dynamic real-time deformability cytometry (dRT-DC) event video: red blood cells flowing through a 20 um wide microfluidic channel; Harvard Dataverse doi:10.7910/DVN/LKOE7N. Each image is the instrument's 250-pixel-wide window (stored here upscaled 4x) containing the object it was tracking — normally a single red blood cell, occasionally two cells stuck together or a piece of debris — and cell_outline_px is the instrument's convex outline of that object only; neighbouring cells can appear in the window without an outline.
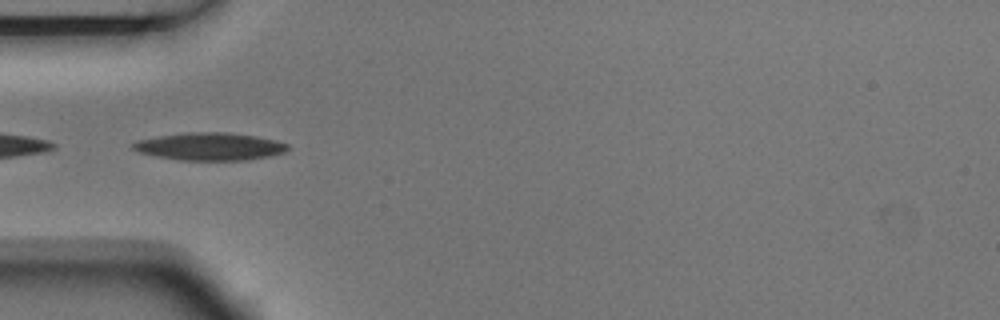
{"species": "Egyptian fruit bat (a non-hibernating species)", "species_latin": "Rousettus aegyptiacus", "temperature_condition": "room temperature", "stored_images_in_passage": 8, "camera_frame_rate_fps": 3000, "um_per_image_px": 0.085, "animal": {"sex": "male"}, "frame": {"image": 1, "passage_image": 4, "time_ms": 1.0, "image_size_px": [1000, 320], "cell_outline_px": [[288, 148], [284, 152], [268, 156], [244, 160], [180, 160], [156, 156], [140, 152], [132, 148], [132, 144], [136, 140], [184, 132], [228, 132], [256, 136], [276, 140], [288, 144]], "centroid_in_image_um": [17.82, 12.44], "position_along_channel_um": 67.2, "area_um2": 24.8}}
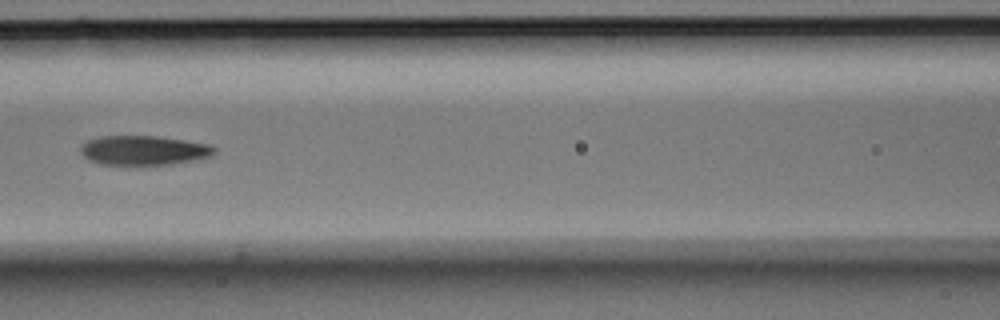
{"frame": {"image": 2, "passage_image": 6, "time_ms": 1.667, "image_size_px": [1000, 320], "cell_outline_px": [[216, 152], [212, 156], [172, 164], [100, 164], [88, 160], [80, 152], [80, 148], [88, 140], [100, 136], [156, 136], [184, 140], [208, 144], [216, 148]], "centroid_in_image_um": [12.22, 12.77], "position_along_channel_um": 154.4, "area_um2": 22.77}}
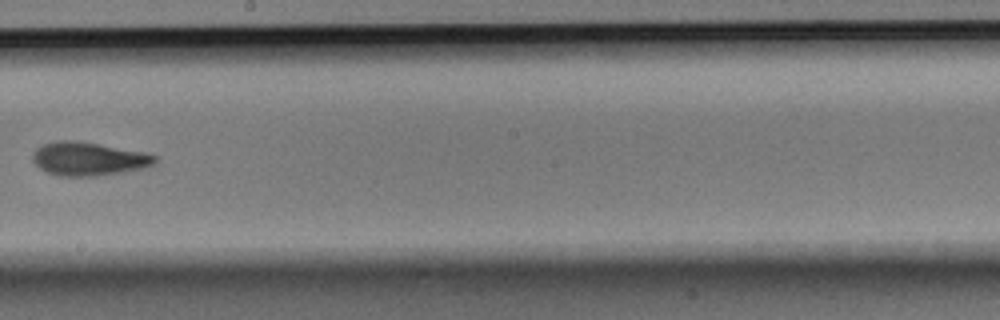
{"frame": {"image": 3, "passage_image": 8, "time_ms": 2.333, "image_size_px": [1000, 320], "cell_outline_px": [[156, 164], [144, 168], [124, 172], [96, 176], [56, 176], [40, 168], [32, 160], [32, 156], [36, 148], [44, 144], [60, 140], [72, 140], [148, 152], [156, 156]], "centroid_in_image_um": [7.56, 13.51], "position_along_channel_um": 240.6, "area_um2": 23.93}}